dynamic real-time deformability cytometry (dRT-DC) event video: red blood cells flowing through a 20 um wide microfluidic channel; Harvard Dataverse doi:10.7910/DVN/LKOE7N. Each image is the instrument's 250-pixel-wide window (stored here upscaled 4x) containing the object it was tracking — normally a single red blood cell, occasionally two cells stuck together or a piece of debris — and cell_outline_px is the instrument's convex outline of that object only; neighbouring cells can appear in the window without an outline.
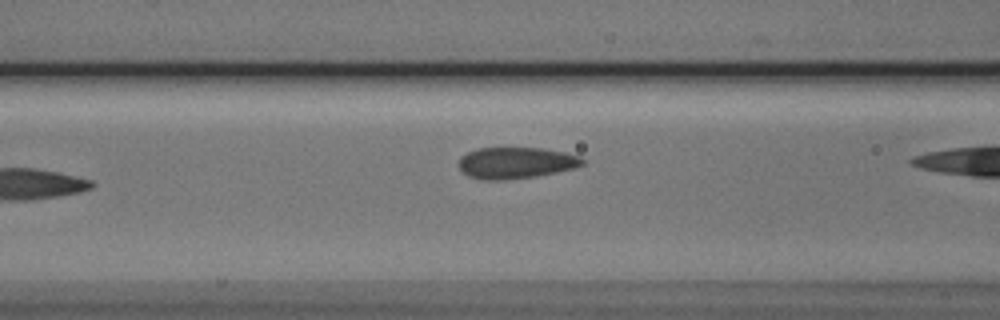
{"species": "Egyptian fruit bat (a non-hibernating species)", "species_latin": "Rousettus aegyptiacus", "temperature_condition": "cold", "stored_images_in_passage": 8, "camera_frame_rate_fps": 3000, "um_per_image_px": 0.085, "animal": {"sex": "male"}, "frame": {"image": 1, "passage_image": 6, "time_ms": 6.0, "image_size_px": [1000, 320], "cell_outline_px": [[584, 164], [576, 168], [556, 172], [532, 176], [504, 180], [484, 180], [468, 176], [460, 168], [460, 156], [476, 148], [540, 148], [564, 152], [580, 156], [584, 160]], "centroid_in_image_um": [43.86, 13.83], "position_along_channel_um": 122.7, "area_um2": 22.48}}